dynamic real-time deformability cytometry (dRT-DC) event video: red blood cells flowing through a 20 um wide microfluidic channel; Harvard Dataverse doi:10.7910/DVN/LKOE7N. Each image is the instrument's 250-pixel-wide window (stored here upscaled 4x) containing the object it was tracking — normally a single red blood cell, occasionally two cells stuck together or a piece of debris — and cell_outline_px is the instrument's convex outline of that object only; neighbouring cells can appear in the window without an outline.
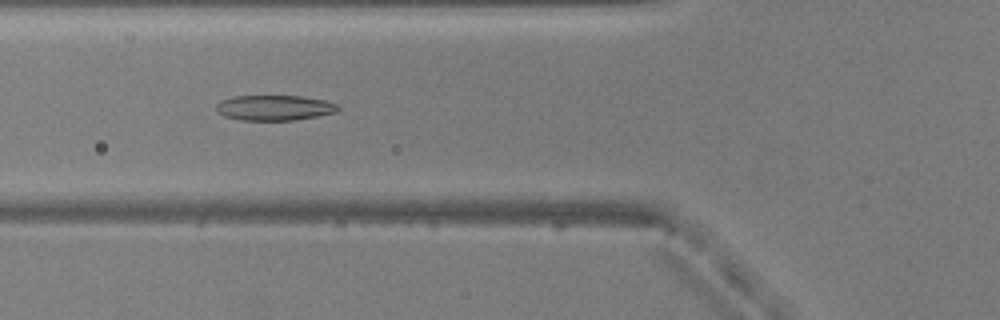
{"species": "common noctule bat (a hibernating species)", "species_latin": "Nyctalus noctula", "temperature_condition": "warm", "stored_images_in_passage": 46, "camera_frame_rate_fps": 3000, "um_per_image_px": 0.085, "animal": {"sex": "male", "body_mass_g": 20.5, "forearm_length_mm": 52.5}, "frame": {"image": 1, "passage_image": 19, "time_ms": 6.0, "image_size_px": [1000, 320], "cell_outline_px": [[340, 108], [336, 112], [296, 120], [240, 120], [224, 116], [216, 112], [216, 104], [220, 100], [232, 96], [304, 96], [324, 100], [336, 104]], "centroid_in_image_um": [23.28, 9.16], "position_along_channel_um": 102.5, "area_um2": 18.03}}
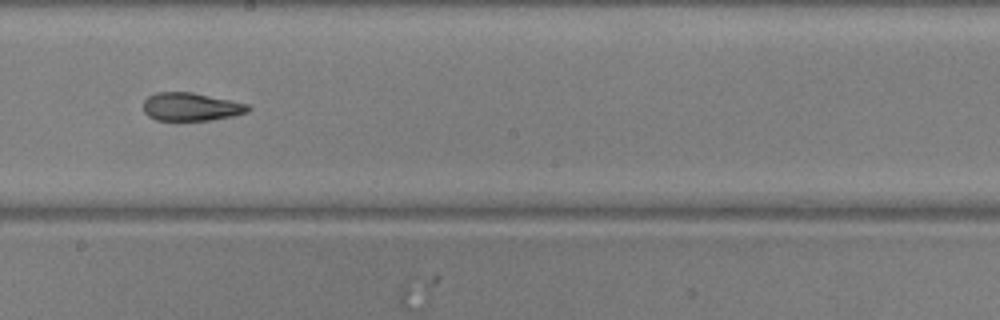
{"frame": {"image": 2, "passage_image": 29, "time_ms": 9.333, "image_size_px": [1000, 320], "cell_outline_px": [[252, 108], [248, 112], [232, 116], [208, 120], [156, 120], [148, 116], [144, 112], [144, 100], [148, 96], [156, 92], [192, 92], [248, 104]], "centroid_in_image_um": [16.22, 9.07], "position_along_channel_um": 232.0, "area_um2": 17.11}}
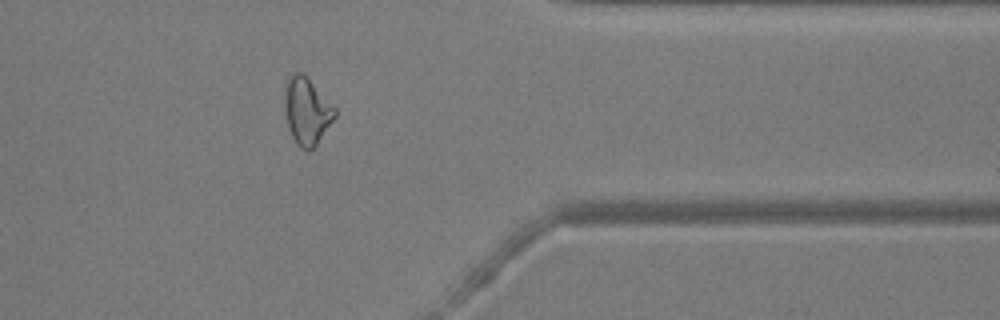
{"frame": {"image": 3, "passage_image": 42, "time_ms": 13.667, "image_size_px": [1000, 320], "cell_outline_px": [[336, 116], [316, 144], [308, 152], [300, 148], [296, 144], [288, 128], [284, 104], [284, 96], [288, 76], [292, 72], [300, 72], [336, 108]], "centroid_in_image_um": [26.05, 9.47], "position_along_channel_um": 385.3, "area_um2": 19.25}}